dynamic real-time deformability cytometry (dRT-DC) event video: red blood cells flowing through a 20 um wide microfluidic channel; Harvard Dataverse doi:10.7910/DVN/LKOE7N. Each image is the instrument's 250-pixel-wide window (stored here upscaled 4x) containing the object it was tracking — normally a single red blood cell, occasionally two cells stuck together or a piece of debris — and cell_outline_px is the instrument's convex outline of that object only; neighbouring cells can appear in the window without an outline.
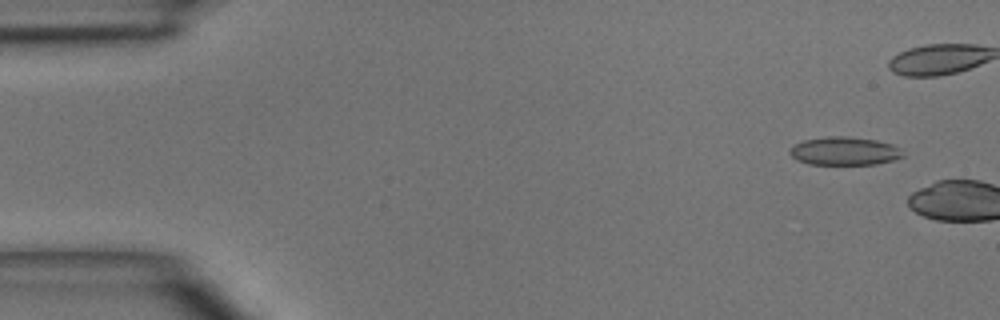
{"species": "common noctule bat (a hibernating species)", "species_latin": "Nyctalus noctula", "temperature_condition": "room temperature", "stored_images_in_passage": 2, "camera_frame_rate_fps": 3000, "um_per_image_px": 0.085, "animal": {"sex": "male", "body_mass_g": 15.6}, "frame": {"image": 1, "passage_image": 1, "time_ms": 0.0, "image_size_px": [1000, 320], "cell_outline_px": [[904, 156], [892, 160], [876, 164], [808, 164], [796, 160], [788, 152], [796, 144], [804, 140], [828, 136], [848, 136], [876, 140], [892, 144], [900, 148]], "centroid_in_image_um": [71.78, 12.84], "position_along_channel_um": 13.2, "area_um2": 18.55}}